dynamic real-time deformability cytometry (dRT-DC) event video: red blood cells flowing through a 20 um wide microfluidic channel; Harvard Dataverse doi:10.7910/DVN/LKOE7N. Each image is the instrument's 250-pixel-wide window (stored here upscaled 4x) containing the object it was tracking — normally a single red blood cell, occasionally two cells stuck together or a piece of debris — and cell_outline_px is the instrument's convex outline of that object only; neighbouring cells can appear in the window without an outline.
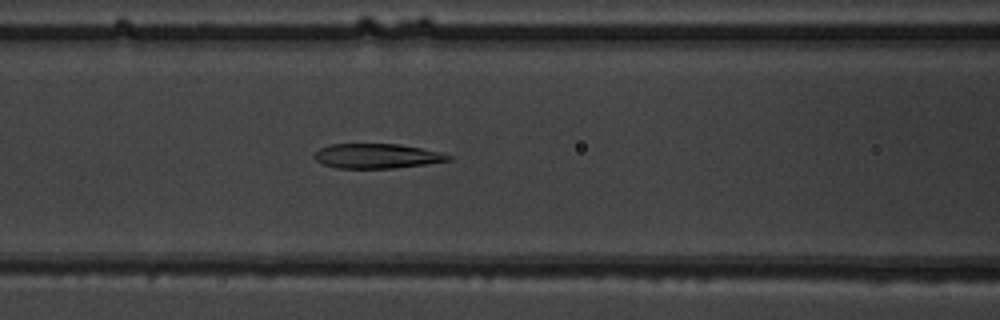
{"species": "common noctule bat (a hibernating species)", "species_latin": "Nyctalus noctula", "temperature_condition": "warm", "stored_images_in_passage": 50, "segment_of_instrument_passage": [1, 2], "camera_frame_rate_fps": 3000, "um_per_image_px": 0.085, "animal": {"sex": "male", "body_mass_g": 19.5, "forearm_length_mm": 54.6}, "frame": {"image": 1, "passage_image": 20, "time_ms": 6.333, "image_size_px": [1000, 320], "cell_outline_px": [[452, 160], [428, 164], [392, 168], [336, 168], [324, 164], [316, 160], [312, 156], [320, 148], [332, 144], [400, 144], [440, 152], [452, 156]], "centroid_in_image_um": [32.05, 13.26], "position_along_channel_um": 134.6, "area_um2": 19.25}}
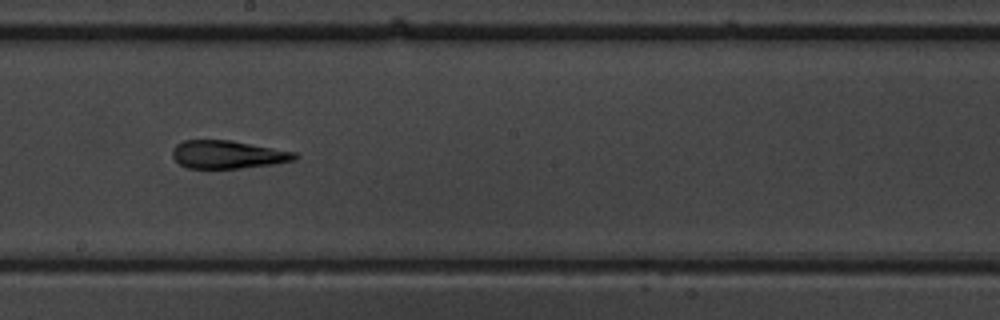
{"frame": {"image": 2, "passage_image": 27, "time_ms": 8.667, "image_size_px": [1000, 320], "cell_outline_px": [[300, 156], [296, 160], [272, 164], [240, 168], [188, 168], [180, 164], [172, 156], [172, 148], [176, 144], [184, 140], [232, 140], [296, 152]], "centroid_in_image_um": [19.37, 13.12], "position_along_channel_um": 228.8, "area_um2": 20.06}}
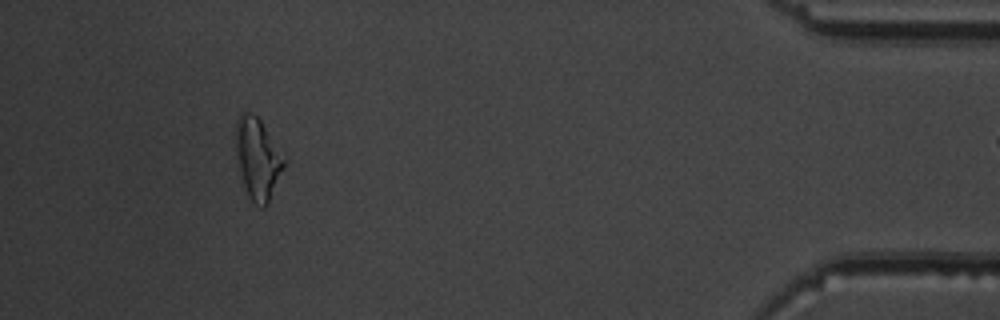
{"frame": {"image": 3, "passage_image": 45, "time_ms": 14.667, "image_size_px": [1000, 320], "cell_outline_px": [[288, 160], [268, 204], [264, 208], [252, 200], [248, 196], [244, 188], [240, 172], [236, 144], [236, 120], [240, 112], [252, 112], [260, 120], [288, 156]], "centroid_in_image_um": [21.97, 13.46], "position_along_channel_um": 413.2, "area_um2": 23.29}}